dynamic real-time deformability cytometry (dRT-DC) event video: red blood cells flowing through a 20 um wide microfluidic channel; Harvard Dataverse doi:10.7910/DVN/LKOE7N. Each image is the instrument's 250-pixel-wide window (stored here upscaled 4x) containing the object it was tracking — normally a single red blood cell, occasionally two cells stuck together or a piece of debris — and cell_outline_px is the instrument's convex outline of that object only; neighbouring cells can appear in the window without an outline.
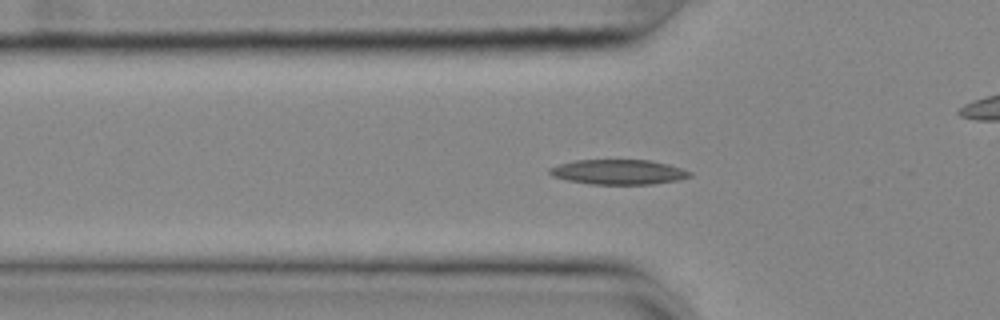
{"species": "common noctule bat (a hibernating species)", "species_latin": "Nyctalus noctula", "temperature_condition": "cold", "stored_images_in_passage": 57, "camera_frame_rate_fps": 3000, "um_per_image_px": 0.085, "animal": {"sex": "female", "body_mass_g": 25.1}, "frame": {"image": 1, "passage_image": 19, "time_ms": 6.0, "image_size_px": [1000, 320], "cell_outline_px": [[692, 176], [680, 180], [652, 184], [588, 184], [568, 180], [552, 176], [548, 172], [548, 168], [560, 164], [576, 160], [652, 160], [668, 164], [692, 172]], "centroid_in_image_um": [52.58, 14.62], "position_along_channel_um": 73.2, "area_um2": 20.4}}
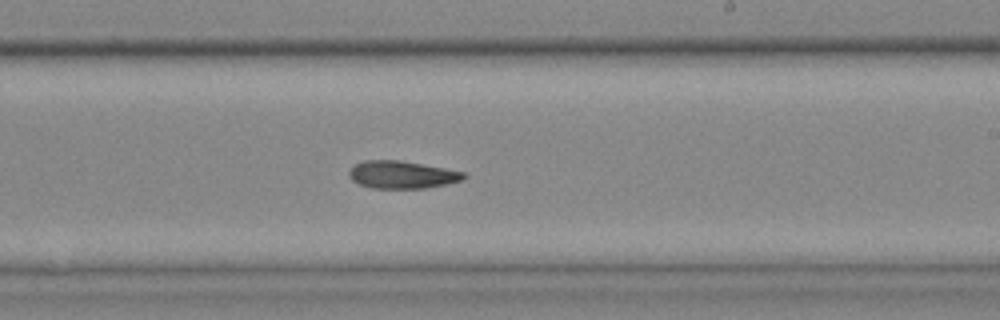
{"frame": {"image": 2, "passage_image": 34, "time_ms": 11.0, "image_size_px": [1000, 320], "cell_outline_px": [[468, 176], [464, 180], [424, 188], [372, 188], [360, 184], [352, 180], [348, 176], [348, 172], [356, 164], [364, 160], [400, 160], [444, 168], [464, 172]], "centroid_in_image_um": [34.17, 14.84], "position_along_channel_um": 254.8, "area_um2": 18.32}}
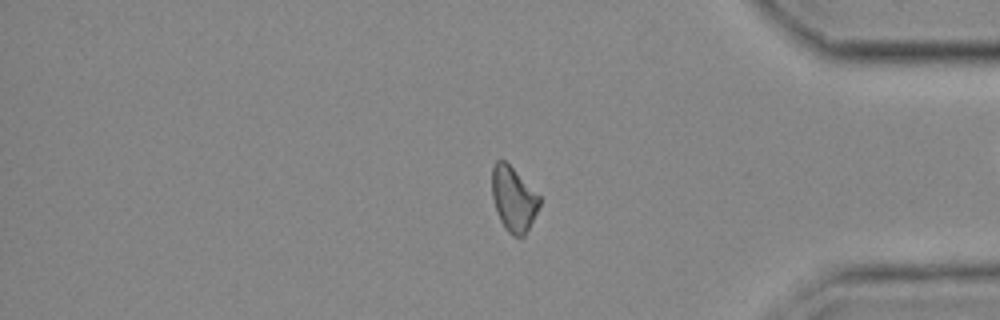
{"frame": {"image": 3, "passage_image": 47, "time_ms": 15.333, "image_size_px": [1000, 320], "cell_outline_px": [[540, 204], [524, 236], [512, 236], [508, 232], [500, 220], [496, 212], [492, 196], [492, 164], [496, 160], [504, 160], [540, 196]], "centroid_in_image_um": [43.62, 16.91], "position_along_channel_um": 391.6, "area_um2": 17.63}}